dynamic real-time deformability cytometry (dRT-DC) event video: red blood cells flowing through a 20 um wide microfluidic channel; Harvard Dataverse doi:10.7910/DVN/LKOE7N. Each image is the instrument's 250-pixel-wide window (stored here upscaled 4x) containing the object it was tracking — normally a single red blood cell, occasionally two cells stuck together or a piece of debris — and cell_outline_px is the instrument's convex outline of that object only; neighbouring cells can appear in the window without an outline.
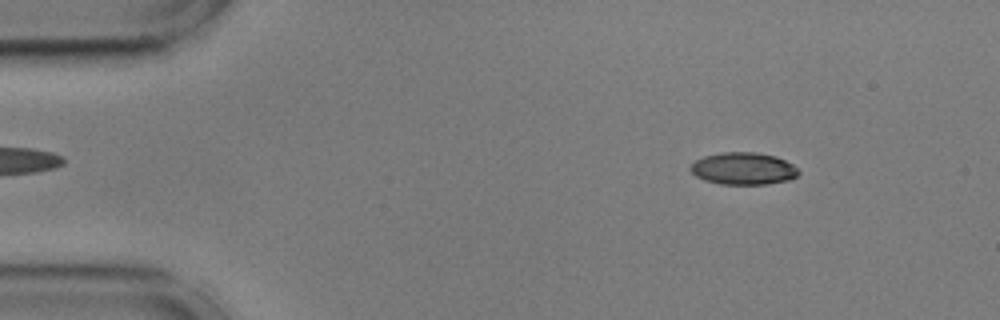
{"species": "common noctule bat (a hibernating species)", "species_latin": "Nyctalus noctula", "temperature_condition": "cold", "stored_images_in_passage": 10, "camera_frame_rate_fps": 3000, "um_per_image_px": 0.085, "animal": {"sex": "male", "body_mass_g": 17.9, "forearm_length_mm": 54.2}, "frame": {"image": 1, "passage_image": 7, "time_ms": 2.0, "image_size_px": [1000, 320], "cell_outline_px": [[800, 172], [796, 176], [788, 180], [764, 184], [720, 184], [704, 180], [696, 176], [688, 168], [696, 160], [704, 156], [720, 152], [756, 152], [776, 156], [792, 164]], "centroid_in_image_um": [63.16, 14.32], "position_along_channel_um": 21.8, "area_um2": 20.23}}